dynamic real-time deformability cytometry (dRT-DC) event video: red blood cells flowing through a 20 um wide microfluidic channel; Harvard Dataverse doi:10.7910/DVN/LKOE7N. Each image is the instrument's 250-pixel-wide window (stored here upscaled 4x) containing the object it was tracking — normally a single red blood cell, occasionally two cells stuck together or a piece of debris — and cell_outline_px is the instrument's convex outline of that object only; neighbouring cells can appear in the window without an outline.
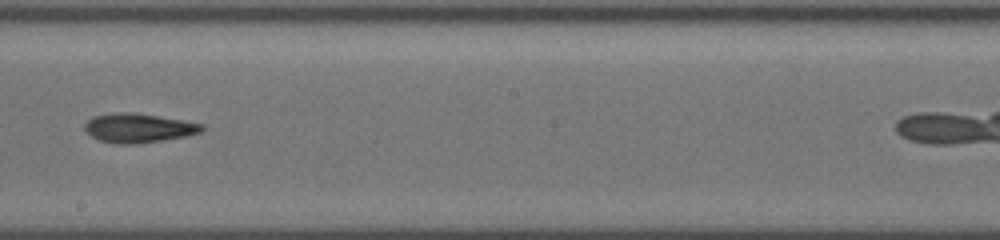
{"species": "common noctule bat (a hibernating species)", "species_latin": "Nyctalus noctula", "temperature_condition": "cold", "stored_images_in_passage": 13, "camera_frame_rate_fps": 3000, "um_per_image_px": 0.085, "animal": {"sex": "female", "body_mass_g": 19.5, "forearm_length_mm": 54.1}, "frame": {"image": 1, "passage_image": 11, "time_ms": 4.667, "image_size_px": [1000, 240], "cell_outline_px": [[204, 128], [200, 132], [184, 136], [136, 144], [116, 144], [100, 140], [92, 136], [84, 128], [84, 124], [92, 116], [124, 112], [132, 112], [204, 124]], "centroid_in_image_um": [11.74, 10.88], "position_along_channel_um": 236.5, "area_um2": 19.48}}